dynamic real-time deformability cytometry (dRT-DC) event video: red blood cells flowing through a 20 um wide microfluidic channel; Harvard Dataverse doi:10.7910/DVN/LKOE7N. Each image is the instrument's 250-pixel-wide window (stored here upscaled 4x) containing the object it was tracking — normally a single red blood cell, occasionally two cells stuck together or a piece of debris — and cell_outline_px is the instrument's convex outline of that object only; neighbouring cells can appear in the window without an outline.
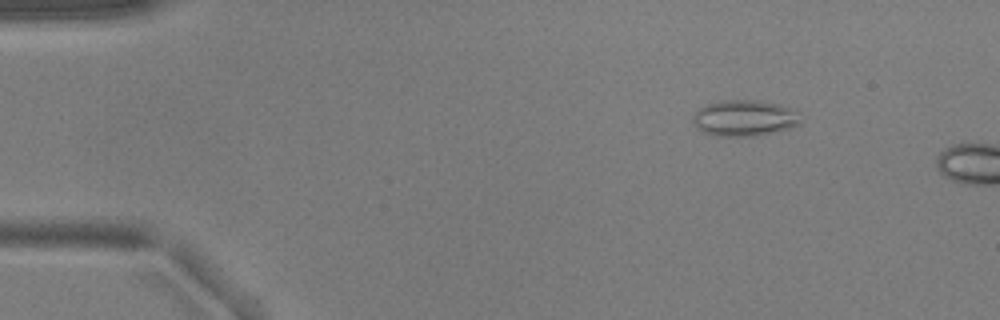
{"species": "common noctule bat (a hibernating species)", "species_latin": "Nyctalus noctula", "temperature_condition": "warm", "stored_images_in_passage": 11, "camera_frame_rate_fps": 3000, "um_per_image_px": 0.085, "animal": {"sex": "male", "body_mass_g": 17.9, "forearm_length_mm": 54.2}, "frame": {"image": 1, "passage_image": 7, "time_ms": 2.0, "image_size_px": [1000, 320], "cell_outline_px": [[804, 120], [800, 124], [788, 128], [752, 136], [716, 136], [704, 132], [696, 128], [692, 124], [692, 116], [700, 108], [708, 104], [720, 100], [756, 100], [780, 104], [796, 108]], "centroid_in_image_um": [63.31, 10.02], "position_along_channel_um": 21.7, "area_um2": 22.95}}